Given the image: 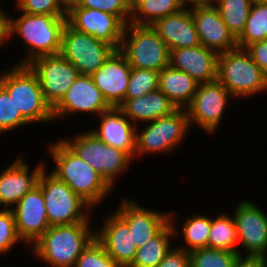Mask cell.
I'll use <instances>...</instances> for the list:
<instances>
[{"mask_svg":"<svg viewBox=\"0 0 267 267\" xmlns=\"http://www.w3.org/2000/svg\"><path fill=\"white\" fill-rule=\"evenodd\" d=\"M157 267H190L189 252L173 246Z\"/></svg>","mask_w":267,"mask_h":267,"instance_id":"cell-40","label":"cell"},{"mask_svg":"<svg viewBox=\"0 0 267 267\" xmlns=\"http://www.w3.org/2000/svg\"><path fill=\"white\" fill-rule=\"evenodd\" d=\"M27 65L37 75L44 99L52 109L80 76L78 69L60 53L37 57Z\"/></svg>","mask_w":267,"mask_h":267,"instance_id":"cell-12","label":"cell"},{"mask_svg":"<svg viewBox=\"0 0 267 267\" xmlns=\"http://www.w3.org/2000/svg\"><path fill=\"white\" fill-rule=\"evenodd\" d=\"M234 267H267V257L239 255Z\"/></svg>","mask_w":267,"mask_h":267,"instance_id":"cell-42","label":"cell"},{"mask_svg":"<svg viewBox=\"0 0 267 267\" xmlns=\"http://www.w3.org/2000/svg\"><path fill=\"white\" fill-rule=\"evenodd\" d=\"M254 0H215L221 18L237 39L245 28Z\"/></svg>","mask_w":267,"mask_h":267,"instance_id":"cell-32","label":"cell"},{"mask_svg":"<svg viewBox=\"0 0 267 267\" xmlns=\"http://www.w3.org/2000/svg\"><path fill=\"white\" fill-rule=\"evenodd\" d=\"M138 129V130H137ZM191 131L188 113L178 108L172 114L146 122L144 129L136 127L135 157L174 153ZM174 151V152H173Z\"/></svg>","mask_w":267,"mask_h":267,"instance_id":"cell-6","label":"cell"},{"mask_svg":"<svg viewBox=\"0 0 267 267\" xmlns=\"http://www.w3.org/2000/svg\"><path fill=\"white\" fill-rule=\"evenodd\" d=\"M19 238L32 246L50 227L41 188L37 185L12 208Z\"/></svg>","mask_w":267,"mask_h":267,"instance_id":"cell-17","label":"cell"},{"mask_svg":"<svg viewBox=\"0 0 267 267\" xmlns=\"http://www.w3.org/2000/svg\"><path fill=\"white\" fill-rule=\"evenodd\" d=\"M15 160L0 171V208L12 209L21 198L38 184V179L46 166L40 161L30 171L24 154L17 155ZM11 206V207H10Z\"/></svg>","mask_w":267,"mask_h":267,"instance_id":"cell-16","label":"cell"},{"mask_svg":"<svg viewBox=\"0 0 267 267\" xmlns=\"http://www.w3.org/2000/svg\"><path fill=\"white\" fill-rule=\"evenodd\" d=\"M197 82L187 73L170 65L159 72L158 89L162 91L177 108L186 109L192 102Z\"/></svg>","mask_w":267,"mask_h":267,"instance_id":"cell-26","label":"cell"},{"mask_svg":"<svg viewBox=\"0 0 267 267\" xmlns=\"http://www.w3.org/2000/svg\"><path fill=\"white\" fill-rule=\"evenodd\" d=\"M158 84L159 71L132 67L125 101L127 99L139 98L158 90Z\"/></svg>","mask_w":267,"mask_h":267,"instance_id":"cell-34","label":"cell"},{"mask_svg":"<svg viewBox=\"0 0 267 267\" xmlns=\"http://www.w3.org/2000/svg\"><path fill=\"white\" fill-rule=\"evenodd\" d=\"M48 153L55 168L50 172L65 182L92 208L101 204L113 188L86 161L81 159L62 139L50 143Z\"/></svg>","mask_w":267,"mask_h":267,"instance_id":"cell-1","label":"cell"},{"mask_svg":"<svg viewBox=\"0 0 267 267\" xmlns=\"http://www.w3.org/2000/svg\"><path fill=\"white\" fill-rule=\"evenodd\" d=\"M110 108L91 75H80L62 100L53 108V117L55 122L64 121L82 112L98 117Z\"/></svg>","mask_w":267,"mask_h":267,"instance_id":"cell-14","label":"cell"},{"mask_svg":"<svg viewBox=\"0 0 267 267\" xmlns=\"http://www.w3.org/2000/svg\"><path fill=\"white\" fill-rule=\"evenodd\" d=\"M217 80L237 100L267 91V76L246 49L219 54Z\"/></svg>","mask_w":267,"mask_h":267,"instance_id":"cell-5","label":"cell"},{"mask_svg":"<svg viewBox=\"0 0 267 267\" xmlns=\"http://www.w3.org/2000/svg\"><path fill=\"white\" fill-rule=\"evenodd\" d=\"M73 136L62 140L114 189L116 179L126 173L134 160L125 152L108 146L90 130L75 133Z\"/></svg>","mask_w":267,"mask_h":267,"instance_id":"cell-8","label":"cell"},{"mask_svg":"<svg viewBox=\"0 0 267 267\" xmlns=\"http://www.w3.org/2000/svg\"><path fill=\"white\" fill-rule=\"evenodd\" d=\"M181 9L183 8L177 0H132L130 23L152 25L156 20Z\"/></svg>","mask_w":267,"mask_h":267,"instance_id":"cell-29","label":"cell"},{"mask_svg":"<svg viewBox=\"0 0 267 267\" xmlns=\"http://www.w3.org/2000/svg\"><path fill=\"white\" fill-rule=\"evenodd\" d=\"M1 73L0 85L29 123L54 122L53 109L45 101L38 77L28 65L14 63Z\"/></svg>","mask_w":267,"mask_h":267,"instance_id":"cell-4","label":"cell"},{"mask_svg":"<svg viewBox=\"0 0 267 267\" xmlns=\"http://www.w3.org/2000/svg\"><path fill=\"white\" fill-rule=\"evenodd\" d=\"M245 49L267 76V38L263 41L252 43Z\"/></svg>","mask_w":267,"mask_h":267,"instance_id":"cell-41","label":"cell"},{"mask_svg":"<svg viewBox=\"0 0 267 267\" xmlns=\"http://www.w3.org/2000/svg\"><path fill=\"white\" fill-rule=\"evenodd\" d=\"M30 124L17 110L13 99L0 85V136Z\"/></svg>","mask_w":267,"mask_h":267,"instance_id":"cell-36","label":"cell"},{"mask_svg":"<svg viewBox=\"0 0 267 267\" xmlns=\"http://www.w3.org/2000/svg\"><path fill=\"white\" fill-rule=\"evenodd\" d=\"M132 67L126 56L115 50L106 62L91 77L111 107H120L125 102Z\"/></svg>","mask_w":267,"mask_h":267,"instance_id":"cell-20","label":"cell"},{"mask_svg":"<svg viewBox=\"0 0 267 267\" xmlns=\"http://www.w3.org/2000/svg\"><path fill=\"white\" fill-rule=\"evenodd\" d=\"M267 38V1L254 0L245 28L237 38L238 48L245 49L252 43Z\"/></svg>","mask_w":267,"mask_h":267,"instance_id":"cell-31","label":"cell"},{"mask_svg":"<svg viewBox=\"0 0 267 267\" xmlns=\"http://www.w3.org/2000/svg\"><path fill=\"white\" fill-rule=\"evenodd\" d=\"M189 9L201 45L217 54L238 48L237 39L229 31L214 4L190 7Z\"/></svg>","mask_w":267,"mask_h":267,"instance_id":"cell-19","label":"cell"},{"mask_svg":"<svg viewBox=\"0 0 267 267\" xmlns=\"http://www.w3.org/2000/svg\"><path fill=\"white\" fill-rule=\"evenodd\" d=\"M5 44H7V12L0 7V48H4L2 46Z\"/></svg>","mask_w":267,"mask_h":267,"instance_id":"cell-43","label":"cell"},{"mask_svg":"<svg viewBox=\"0 0 267 267\" xmlns=\"http://www.w3.org/2000/svg\"><path fill=\"white\" fill-rule=\"evenodd\" d=\"M219 54L199 44L170 50V66L191 76L197 84L217 80Z\"/></svg>","mask_w":267,"mask_h":267,"instance_id":"cell-23","label":"cell"},{"mask_svg":"<svg viewBox=\"0 0 267 267\" xmlns=\"http://www.w3.org/2000/svg\"><path fill=\"white\" fill-rule=\"evenodd\" d=\"M45 167L38 179L50 226L85 222L93 208Z\"/></svg>","mask_w":267,"mask_h":267,"instance_id":"cell-7","label":"cell"},{"mask_svg":"<svg viewBox=\"0 0 267 267\" xmlns=\"http://www.w3.org/2000/svg\"><path fill=\"white\" fill-rule=\"evenodd\" d=\"M229 98L234 99L218 80L198 84L194 98L186 108L190 128L196 124L204 132L215 134L229 107Z\"/></svg>","mask_w":267,"mask_h":267,"instance_id":"cell-11","label":"cell"},{"mask_svg":"<svg viewBox=\"0 0 267 267\" xmlns=\"http://www.w3.org/2000/svg\"><path fill=\"white\" fill-rule=\"evenodd\" d=\"M238 252L199 248L189 252L190 267H234Z\"/></svg>","mask_w":267,"mask_h":267,"instance_id":"cell-33","label":"cell"},{"mask_svg":"<svg viewBox=\"0 0 267 267\" xmlns=\"http://www.w3.org/2000/svg\"><path fill=\"white\" fill-rule=\"evenodd\" d=\"M119 108L135 126L170 115L178 109L159 89L139 98L127 99Z\"/></svg>","mask_w":267,"mask_h":267,"instance_id":"cell-25","label":"cell"},{"mask_svg":"<svg viewBox=\"0 0 267 267\" xmlns=\"http://www.w3.org/2000/svg\"><path fill=\"white\" fill-rule=\"evenodd\" d=\"M182 8H193L197 6L212 5L215 0H177ZM188 6V7H187Z\"/></svg>","mask_w":267,"mask_h":267,"instance_id":"cell-44","label":"cell"},{"mask_svg":"<svg viewBox=\"0 0 267 267\" xmlns=\"http://www.w3.org/2000/svg\"><path fill=\"white\" fill-rule=\"evenodd\" d=\"M20 13L18 18L7 13V42L19 35L27 52L16 64L27 65L37 57L59 54L67 16Z\"/></svg>","mask_w":267,"mask_h":267,"instance_id":"cell-2","label":"cell"},{"mask_svg":"<svg viewBox=\"0 0 267 267\" xmlns=\"http://www.w3.org/2000/svg\"><path fill=\"white\" fill-rule=\"evenodd\" d=\"M95 238L120 267H129L132 264L138 248L128 223L115 210L108 213L101 228L95 230Z\"/></svg>","mask_w":267,"mask_h":267,"instance_id":"cell-18","label":"cell"},{"mask_svg":"<svg viewBox=\"0 0 267 267\" xmlns=\"http://www.w3.org/2000/svg\"><path fill=\"white\" fill-rule=\"evenodd\" d=\"M74 267H120L95 238L77 258Z\"/></svg>","mask_w":267,"mask_h":267,"instance_id":"cell-38","label":"cell"},{"mask_svg":"<svg viewBox=\"0 0 267 267\" xmlns=\"http://www.w3.org/2000/svg\"><path fill=\"white\" fill-rule=\"evenodd\" d=\"M237 244L238 236L233 216L222 212L215 218L211 217L207 248L238 252L242 256L243 250L238 249Z\"/></svg>","mask_w":267,"mask_h":267,"instance_id":"cell-30","label":"cell"},{"mask_svg":"<svg viewBox=\"0 0 267 267\" xmlns=\"http://www.w3.org/2000/svg\"><path fill=\"white\" fill-rule=\"evenodd\" d=\"M91 218L70 225L50 226L32 245L33 256L50 267H74L83 250L95 239Z\"/></svg>","mask_w":267,"mask_h":267,"instance_id":"cell-3","label":"cell"},{"mask_svg":"<svg viewBox=\"0 0 267 267\" xmlns=\"http://www.w3.org/2000/svg\"><path fill=\"white\" fill-rule=\"evenodd\" d=\"M14 5L28 14L67 16L68 0H16Z\"/></svg>","mask_w":267,"mask_h":267,"instance_id":"cell-37","label":"cell"},{"mask_svg":"<svg viewBox=\"0 0 267 267\" xmlns=\"http://www.w3.org/2000/svg\"><path fill=\"white\" fill-rule=\"evenodd\" d=\"M175 233L169 221L153 238L138 248L129 267H157L171 250Z\"/></svg>","mask_w":267,"mask_h":267,"instance_id":"cell-28","label":"cell"},{"mask_svg":"<svg viewBox=\"0 0 267 267\" xmlns=\"http://www.w3.org/2000/svg\"><path fill=\"white\" fill-rule=\"evenodd\" d=\"M67 23L120 50L125 24L117 16L98 9L68 7Z\"/></svg>","mask_w":267,"mask_h":267,"instance_id":"cell-15","label":"cell"},{"mask_svg":"<svg viewBox=\"0 0 267 267\" xmlns=\"http://www.w3.org/2000/svg\"><path fill=\"white\" fill-rule=\"evenodd\" d=\"M115 50L108 43L75 30L68 23L64 25L60 54L78 69L80 75H92Z\"/></svg>","mask_w":267,"mask_h":267,"instance_id":"cell-10","label":"cell"},{"mask_svg":"<svg viewBox=\"0 0 267 267\" xmlns=\"http://www.w3.org/2000/svg\"><path fill=\"white\" fill-rule=\"evenodd\" d=\"M153 29L169 50L189 48L200 44L199 36L189 8L156 20Z\"/></svg>","mask_w":267,"mask_h":267,"instance_id":"cell-24","label":"cell"},{"mask_svg":"<svg viewBox=\"0 0 267 267\" xmlns=\"http://www.w3.org/2000/svg\"><path fill=\"white\" fill-rule=\"evenodd\" d=\"M176 212L170 211V222L173 226L175 238L183 237V245H177V247L184 249L187 252L199 248H207L208 236L211 227V217L200 214H195L188 216L184 220L181 227L176 226L178 220L176 217ZM178 228H180L178 230Z\"/></svg>","mask_w":267,"mask_h":267,"instance_id":"cell-27","label":"cell"},{"mask_svg":"<svg viewBox=\"0 0 267 267\" xmlns=\"http://www.w3.org/2000/svg\"><path fill=\"white\" fill-rule=\"evenodd\" d=\"M115 211L128 223L137 248L153 238L169 221L170 211H156L138 204L133 198H123Z\"/></svg>","mask_w":267,"mask_h":267,"instance_id":"cell-21","label":"cell"},{"mask_svg":"<svg viewBox=\"0 0 267 267\" xmlns=\"http://www.w3.org/2000/svg\"><path fill=\"white\" fill-rule=\"evenodd\" d=\"M120 51L133 68L161 71L170 65V50L151 25H125Z\"/></svg>","mask_w":267,"mask_h":267,"instance_id":"cell-9","label":"cell"},{"mask_svg":"<svg viewBox=\"0 0 267 267\" xmlns=\"http://www.w3.org/2000/svg\"><path fill=\"white\" fill-rule=\"evenodd\" d=\"M98 118L100 125L90 131L108 146L125 152L135 160L136 127L119 107H111Z\"/></svg>","mask_w":267,"mask_h":267,"instance_id":"cell-22","label":"cell"},{"mask_svg":"<svg viewBox=\"0 0 267 267\" xmlns=\"http://www.w3.org/2000/svg\"><path fill=\"white\" fill-rule=\"evenodd\" d=\"M68 7L98 9L117 16L126 25L130 22L132 0H68Z\"/></svg>","mask_w":267,"mask_h":267,"instance_id":"cell-35","label":"cell"},{"mask_svg":"<svg viewBox=\"0 0 267 267\" xmlns=\"http://www.w3.org/2000/svg\"><path fill=\"white\" fill-rule=\"evenodd\" d=\"M23 242L16 231L15 215L12 209H0V255L4 256L12 248Z\"/></svg>","mask_w":267,"mask_h":267,"instance_id":"cell-39","label":"cell"},{"mask_svg":"<svg viewBox=\"0 0 267 267\" xmlns=\"http://www.w3.org/2000/svg\"><path fill=\"white\" fill-rule=\"evenodd\" d=\"M232 211L238 244L245 256L267 257V213L250 200H241Z\"/></svg>","mask_w":267,"mask_h":267,"instance_id":"cell-13","label":"cell"}]
</instances>
